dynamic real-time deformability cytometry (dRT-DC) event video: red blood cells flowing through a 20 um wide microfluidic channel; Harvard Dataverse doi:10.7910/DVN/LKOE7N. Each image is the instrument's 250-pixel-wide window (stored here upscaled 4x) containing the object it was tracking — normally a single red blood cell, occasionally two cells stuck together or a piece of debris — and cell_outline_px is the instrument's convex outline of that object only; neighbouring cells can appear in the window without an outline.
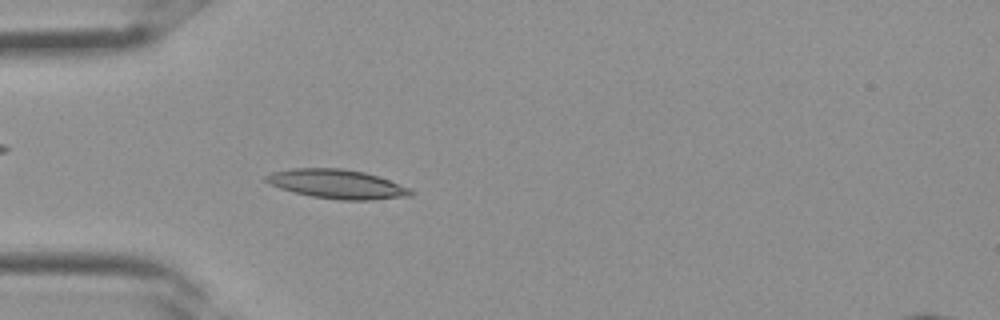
{"species": "Egyptian fruit bat (a non-hibernating species)", "species_latin": "Rousettus aegyptiacus", "temperature_condition": "room temperature", "stored_images_in_passage": 33, "camera_frame_rate_fps": 3000, "um_per_image_px": 0.085, "frame": {"image": 1, "passage_image": 9, "time_ms": 2.667, "image_size_px": [1000, 320], "cell_outline_px": [[416, 192], [412, 196], [372, 200], [340, 200], [312, 196], [280, 188], [264, 180], [264, 176], [272, 172], [292, 168], [340, 168], [364, 172], [412, 188]], "centroid_in_image_um": [28.7, 15.65], "position_along_channel_um": 56.3, "area_um2": 24.51}}
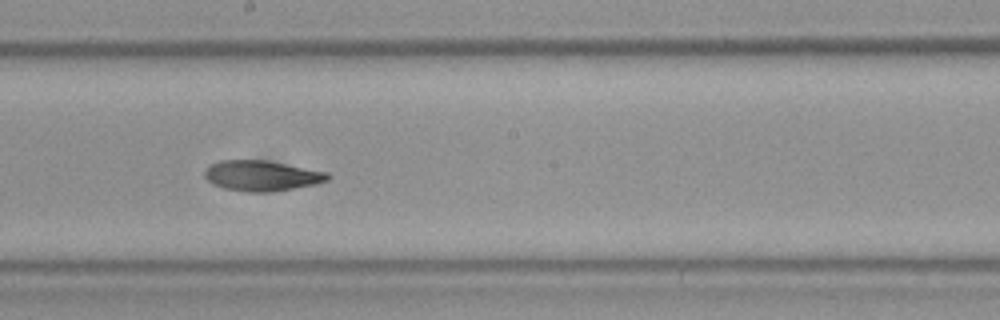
{"frame": {"image": 2, "passage_image": 18, "time_ms": 5.667, "image_size_px": [1000, 320], "cell_outline_px": [[332, 176], [328, 180], [316, 184], [292, 188], [264, 192], [248, 192], [224, 188], [212, 184], [204, 176], [204, 172], [208, 164], [220, 160], [264, 160], [328, 172]], "centroid_in_image_um": [22.21, 14.93], "position_along_channel_um": 226.0, "area_um2": 21.73}}
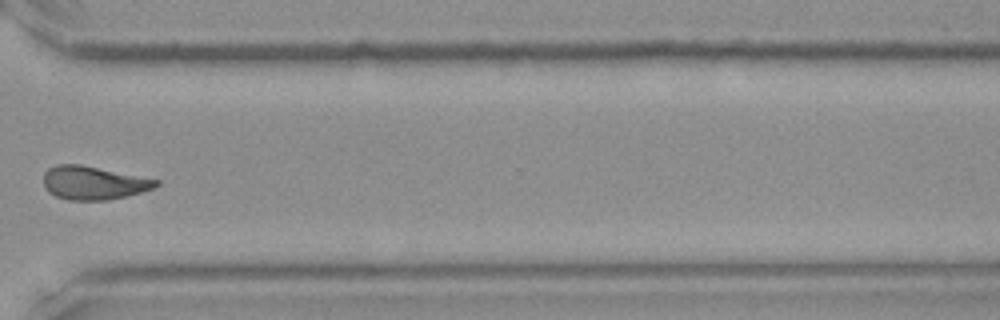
{"frame": {"image": 3, "passage_image": 25, "time_ms": 8.0, "image_size_px": [1000, 320], "cell_outline_px": [[160, 184], [152, 188], [128, 196], [108, 200], [68, 200], [56, 196], [48, 192], [44, 184], [44, 172], [48, 168], [56, 164], [80, 164], [160, 180]], "centroid_in_image_um": [7.93, 15.54], "position_along_channel_um": 362.7, "area_um2": 21.91}}